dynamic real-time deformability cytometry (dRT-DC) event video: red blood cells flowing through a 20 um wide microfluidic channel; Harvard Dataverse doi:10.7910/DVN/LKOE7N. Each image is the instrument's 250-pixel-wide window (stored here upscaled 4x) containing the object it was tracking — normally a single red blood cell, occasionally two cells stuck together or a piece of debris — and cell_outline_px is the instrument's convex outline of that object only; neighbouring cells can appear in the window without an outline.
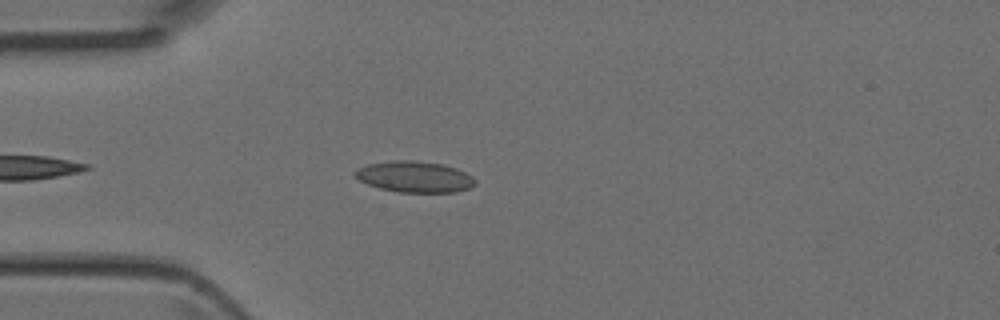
{"species": "Egyptian fruit bat (a non-hibernating species)", "species_latin": "Rousettus aegyptiacus", "temperature_condition": "room temperature", "stored_images_in_passage": 4, "camera_frame_rate_fps": 3000, "um_per_image_px": 0.085, "animal": {"sex": "female"}, "frame": {"image": 1, "passage_image": 4, "time_ms": 1.0, "image_size_px": [1000, 320], "cell_outline_px": [[476, 184], [468, 188], [456, 192], [400, 192], [380, 188], [368, 184], [360, 180], [352, 172], [356, 168], [368, 164], [392, 160], [412, 160], [440, 164], [456, 168], [472, 176], [476, 180]], "centroid_in_image_um": [35.22, 15.02], "position_along_channel_um": 49.8, "area_um2": 21.68}}